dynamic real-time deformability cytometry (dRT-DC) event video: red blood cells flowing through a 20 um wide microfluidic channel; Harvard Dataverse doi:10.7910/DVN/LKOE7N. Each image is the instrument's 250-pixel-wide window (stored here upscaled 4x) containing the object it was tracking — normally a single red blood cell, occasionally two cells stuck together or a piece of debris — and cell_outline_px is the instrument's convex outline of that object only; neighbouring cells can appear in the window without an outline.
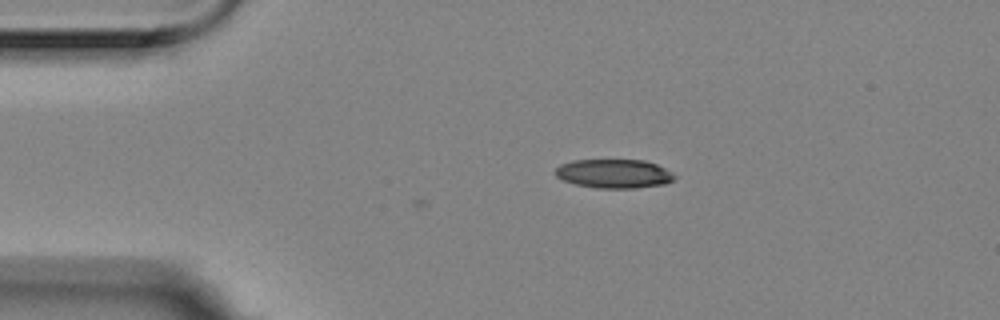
{"species": "Egyptian fruit bat (a non-hibernating species)", "species_latin": "Rousettus aegyptiacus", "temperature_condition": "room temperature", "stored_images_in_passage": 2, "camera_frame_rate_fps": 3000, "um_per_image_px": 0.085, "animal": {"sex": "female"}, "frame": {"image": 1, "passage_image": 2, "time_ms": 0.333, "image_size_px": [1000, 320], "cell_outline_px": [[676, 176], [672, 180], [664, 184], [636, 188], [596, 188], [576, 184], [564, 180], [556, 176], [552, 172], [560, 164], [572, 160], [644, 160], [656, 164], [664, 168]], "centroid_in_image_um": [52.15, 14.76], "position_along_channel_um": 32.9, "area_um2": 20.06}}